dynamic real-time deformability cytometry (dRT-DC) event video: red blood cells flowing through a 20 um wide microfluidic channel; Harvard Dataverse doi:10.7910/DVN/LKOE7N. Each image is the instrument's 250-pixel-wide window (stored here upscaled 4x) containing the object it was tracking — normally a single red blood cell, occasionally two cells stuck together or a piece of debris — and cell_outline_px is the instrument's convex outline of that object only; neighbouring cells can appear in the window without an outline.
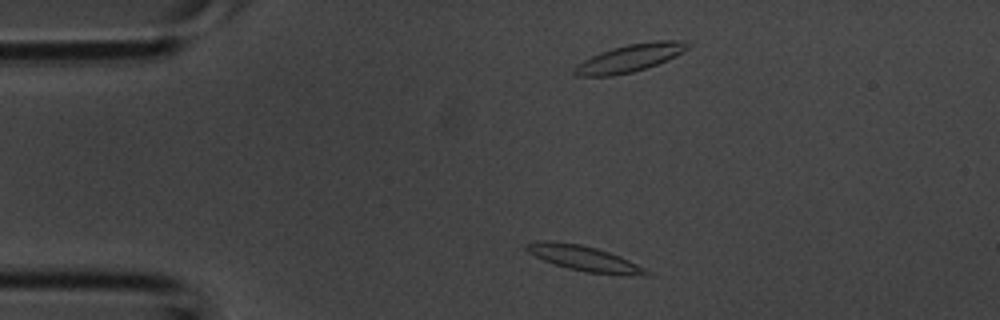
{"species": "common noctule bat (a hibernating species)", "species_latin": "Nyctalus noctula", "temperature_condition": "room temperature", "stored_images_in_passage": 3, "camera_frame_rate_fps": 3000, "um_per_image_px": 0.085, "animal": {"sex": "male", "body_mass_g": 20.1, "forearm_length_mm": 53.5}, "frame": {"image": 1, "passage_image": 1, "time_ms": 0.0, "image_size_px": [1000, 320], "cell_outline_px": [[652, 272], [644, 276], [624, 276], [584, 272], [552, 264], [528, 252], [524, 248], [524, 244], [536, 240], [548, 240], [580, 244], [596, 248], [620, 256]], "centroid_in_image_um": [49.64, 21.97], "position_along_channel_um": 35.4, "area_um2": 17.92}}